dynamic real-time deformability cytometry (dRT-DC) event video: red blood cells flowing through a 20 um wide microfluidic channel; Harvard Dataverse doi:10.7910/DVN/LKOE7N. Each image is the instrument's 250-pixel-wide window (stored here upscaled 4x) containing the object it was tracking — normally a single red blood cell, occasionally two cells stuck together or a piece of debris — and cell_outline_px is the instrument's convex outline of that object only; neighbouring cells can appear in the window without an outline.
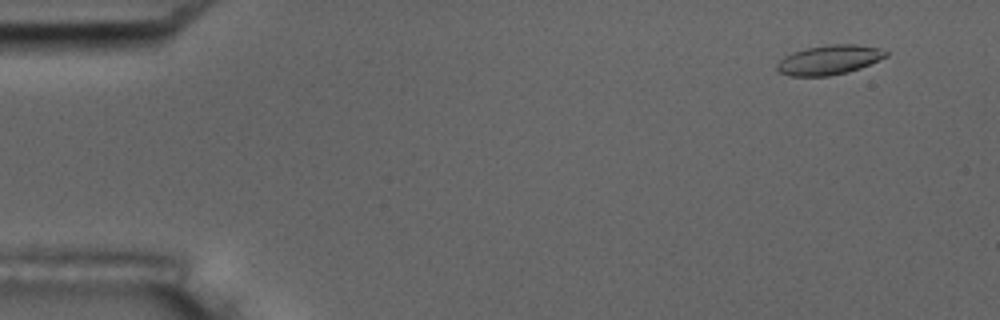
{"species": "common noctule bat (a hibernating species)", "species_latin": "Nyctalus noctula", "temperature_condition": "room temperature", "stored_images_in_passage": 9, "camera_frame_rate_fps": 3000, "um_per_image_px": 0.085, "animal": {"sex": "male", "body_mass_g": 17.5, "forearm_length_mm": 52.3}, "frame": {"image": 1, "passage_image": 1, "time_ms": 0.0, "image_size_px": [1000, 320], "cell_outline_px": [[888, 56], [860, 68], [848, 72], [828, 76], [788, 76], [780, 72], [776, 68], [776, 64], [784, 56], [792, 52], [804, 48], [828, 44], [856, 44], [880, 48], [888, 52]], "centroid_in_image_um": [70.46, 5.08], "position_along_channel_um": 14.5, "area_um2": 18.9}}
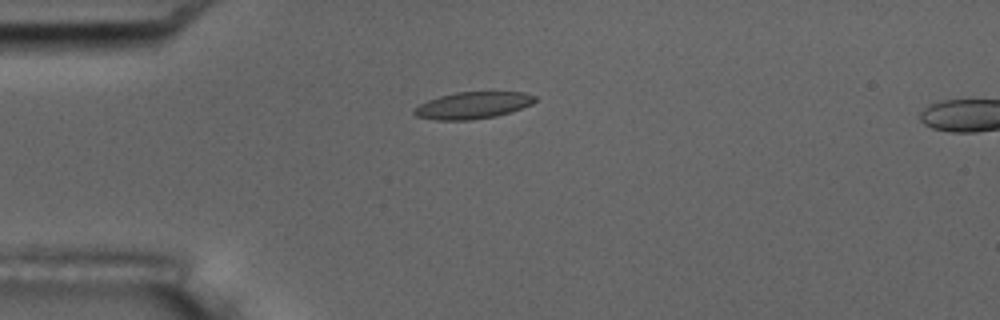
{"frame": {"image": 2, "passage_image": 3, "time_ms": 3.333, "image_size_px": [1000, 320], "cell_outline_px": [[536, 100], [532, 104], [512, 112], [496, 116], [472, 120], [436, 120], [416, 116], [412, 112], [412, 108], [428, 100], [440, 96], [456, 92], [524, 92], [536, 96]], "centroid_in_image_um": [40.18, 8.96], "position_along_channel_um": 44.8, "area_um2": 19.02}}
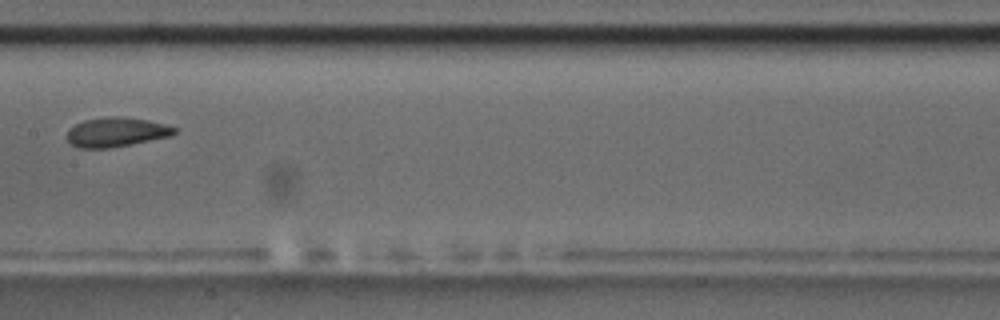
{"frame": {"image": 3, "passage_image": 7, "time_ms": 8.0, "image_size_px": [1000, 320], "cell_outline_px": [[176, 132], [172, 136], [108, 148], [76, 148], [68, 140], [68, 128], [84, 120], [108, 116], [120, 116], [148, 120], [164, 124], [176, 128]], "centroid_in_image_um": [9.87, 11.22], "position_along_channel_um": 197.5, "area_um2": 18.32}}